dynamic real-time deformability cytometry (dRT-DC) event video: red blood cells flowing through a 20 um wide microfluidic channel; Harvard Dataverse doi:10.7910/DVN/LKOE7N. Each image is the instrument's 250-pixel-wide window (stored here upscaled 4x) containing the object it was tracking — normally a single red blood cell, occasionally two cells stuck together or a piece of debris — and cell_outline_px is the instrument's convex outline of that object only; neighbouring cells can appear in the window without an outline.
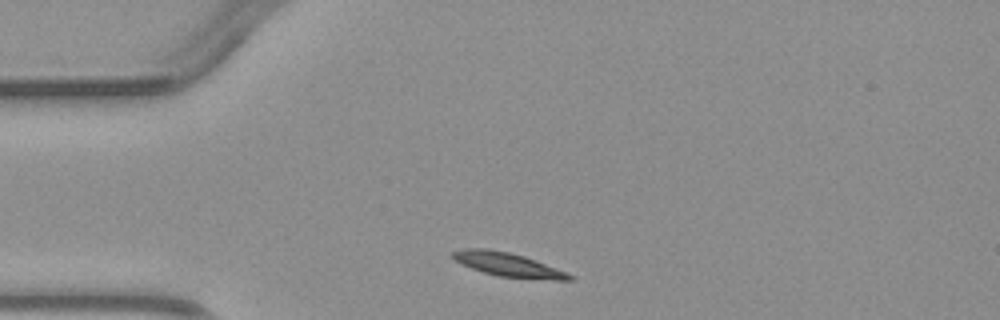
{"species": "common noctule bat (a hibernating species)", "species_latin": "Nyctalus noctula", "temperature_condition": "warm", "stored_images_in_passage": 2, "camera_frame_rate_fps": 3000, "um_per_image_px": 0.085, "animal": {"sex": "male", "body_mass_g": 23.1, "forearm_length_mm": 52.7}, "frame": {"image": 1, "passage_image": 1, "time_ms": 0.0, "image_size_px": [1000, 320], "cell_outline_px": [[572, 280], [552, 280], [500, 276], [484, 272], [472, 268], [456, 260], [448, 252], [464, 248], [488, 248], [508, 252], [524, 256], [568, 272], [572, 276]], "centroid_in_image_um": [43.17, 22.48], "position_along_channel_um": 41.8, "area_um2": 16.07}}
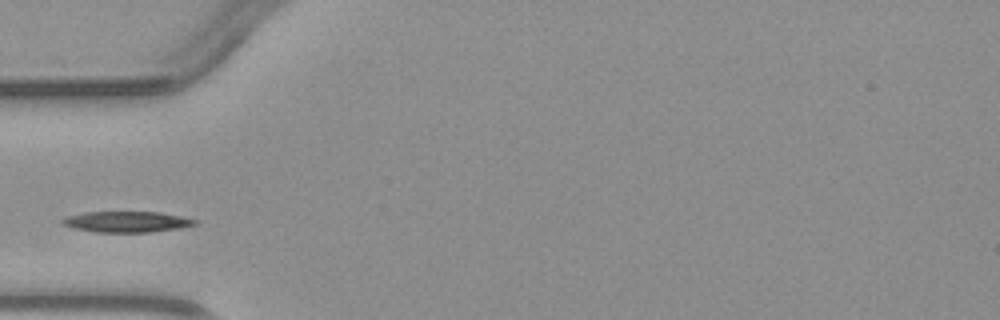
{"frame": {"image": 2, "passage_image": 2, "time_ms": 1.333, "image_size_px": [1000, 320], "cell_outline_px": [[196, 224], [180, 228], [152, 232], [96, 232], [76, 228], [64, 224], [60, 220], [68, 216], [84, 212], [160, 212], [180, 216], [196, 220]], "centroid_in_image_um": [10.79, 18.85], "position_along_channel_um": 74.2, "area_um2": 15.9}}